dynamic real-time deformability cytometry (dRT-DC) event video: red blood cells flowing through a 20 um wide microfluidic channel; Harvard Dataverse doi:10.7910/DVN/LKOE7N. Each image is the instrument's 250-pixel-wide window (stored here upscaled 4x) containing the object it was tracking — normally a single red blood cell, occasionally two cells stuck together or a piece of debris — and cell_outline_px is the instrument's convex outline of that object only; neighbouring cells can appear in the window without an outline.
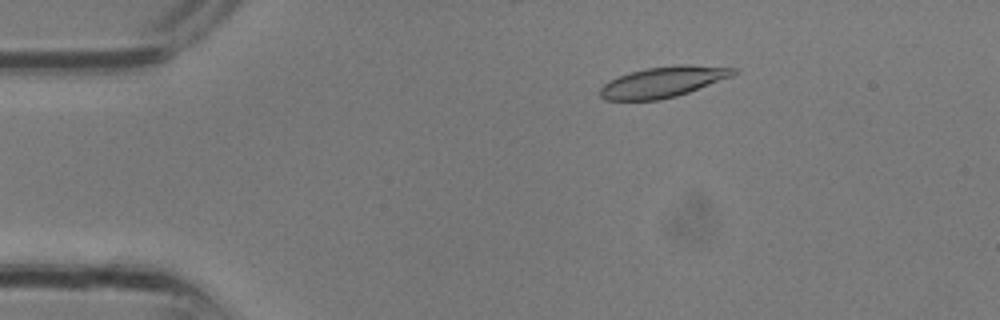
{"species": "common noctule bat (a hibernating species)", "species_latin": "Nyctalus noctula", "temperature_condition": "room temperature", "stored_images_in_passage": 23, "camera_frame_rate_fps": 3000, "um_per_image_px": 0.085, "animal": {"sex": "male", "body_mass_g": 13.3}, "frame": {"image": 1, "passage_image": 6, "time_ms": 1.667, "image_size_px": [1000, 320], "cell_outline_px": [[736, 72], [732, 76], [688, 92], [676, 96], [660, 100], [604, 100], [600, 96], [600, 88], [608, 80], [628, 72], [644, 68], [680, 64], [684, 64], [736, 68]], "centroid_in_image_um": [56.31, 6.96], "position_along_channel_um": 28.7, "area_um2": 23.87}}
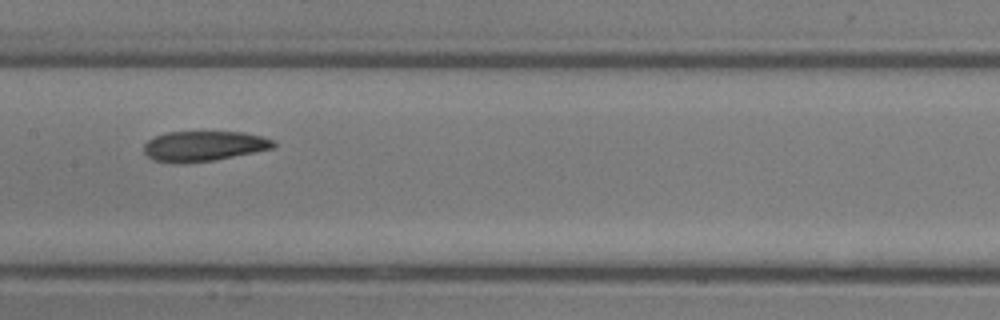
{"frame": {"image": 2, "passage_image": 16, "time_ms": 5.0, "image_size_px": [1000, 320], "cell_outline_px": [[276, 144], [272, 148], [216, 160], [152, 160], [144, 152], [144, 144], [148, 140], [156, 136], [168, 132], [244, 132], [276, 140]], "centroid_in_image_um": [17.38, 12.37], "position_along_channel_um": 190.0, "area_um2": 21.91}}
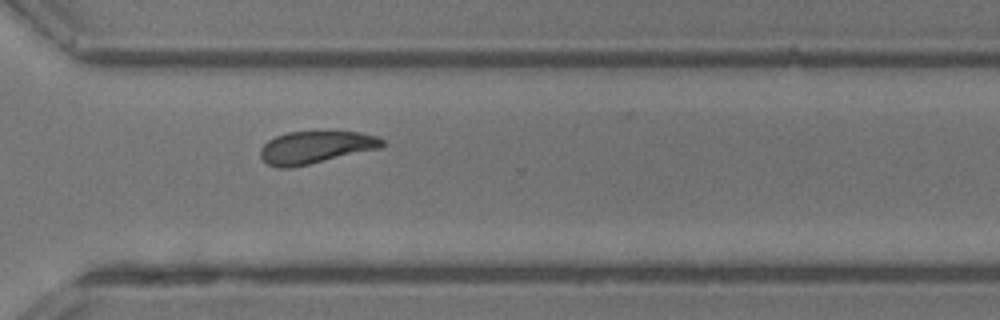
{"frame": {"image": 3, "passage_image": 23, "time_ms": 7.333, "image_size_px": [1000, 320], "cell_outline_px": [[384, 148], [292, 168], [276, 168], [268, 164], [260, 156], [260, 148], [268, 140], [276, 136], [288, 132], [360, 132], [376, 136], [384, 140]], "centroid_in_image_um": [26.85, 12.54], "position_along_channel_um": 343.7, "area_um2": 23.24}}